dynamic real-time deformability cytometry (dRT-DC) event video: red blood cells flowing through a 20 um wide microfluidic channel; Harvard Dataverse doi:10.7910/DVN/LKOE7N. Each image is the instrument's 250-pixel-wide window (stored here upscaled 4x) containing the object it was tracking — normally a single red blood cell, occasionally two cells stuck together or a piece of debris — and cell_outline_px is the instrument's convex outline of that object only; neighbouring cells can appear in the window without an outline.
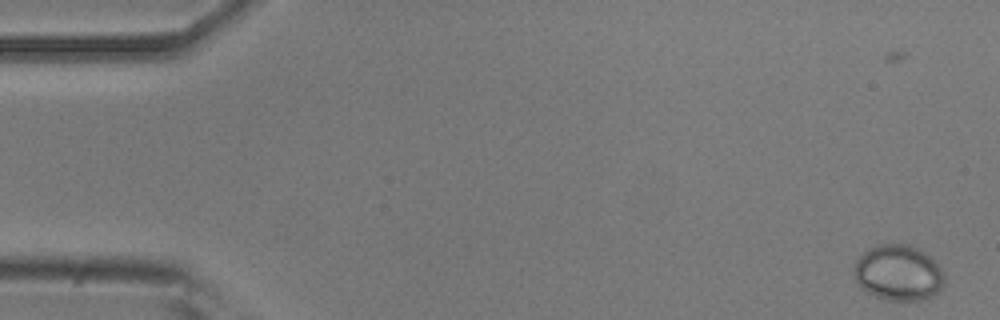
{"species": "common noctule bat (a hibernating species)", "species_latin": "Nyctalus noctula", "temperature_condition": "room temperature", "stored_images_in_passage": 56, "camera_frame_rate_fps": 3000, "um_per_image_px": 0.085, "animal": {"sex": "male", "body_mass_g": 20.5, "forearm_length_mm": 52.5}, "frame": {"image": 1, "passage_image": 5, "time_ms": 1.333, "image_size_px": [1000, 320], "cell_outline_px": [[944, 288], [940, 292], [924, 300], [888, 300], [876, 296], [860, 288], [856, 284], [852, 272], [852, 268], [856, 260], [868, 248], [876, 244], [908, 244], [924, 252], [940, 268], [944, 276]], "centroid_in_image_um": [76.32, 23.2], "position_along_channel_um": 8.7, "area_um2": 29.65}}
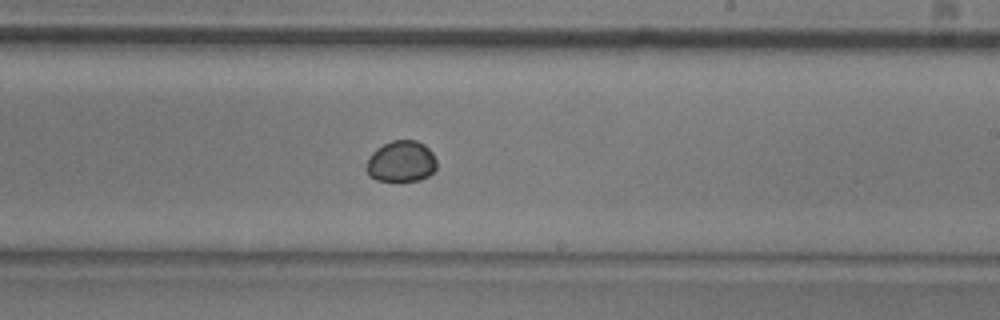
{"frame": {"image": 2, "passage_image": 35, "time_ms": 11.333, "image_size_px": [1000, 320], "cell_outline_px": [[436, 168], [428, 176], [420, 180], [376, 180], [368, 176], [368, 160], [372, 152], [376, 148], [392, 140], [416, 140], [424, 144], [432, 152], [436, 160]], "centroid_in_image_um": [34.12, 13.71], "position_along_channel_um": 254.9, "area_um2": 16.7}}
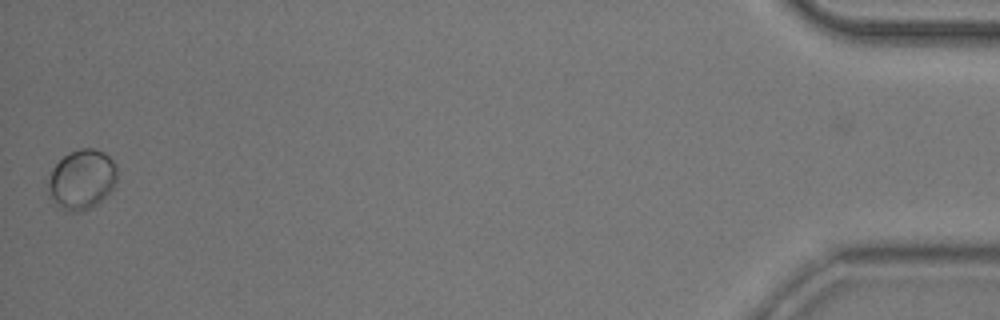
{"frame": {"image": 3, "passage_image": 56, "time_ms": 18.333, "image_size_px": [1000, 320], "cell_outline_px": [[116, 180], [112, 188], [96, 204], [80, 212], [68, 212], [56, 204], [48, 196], [48, 184], [52, 168], [64, 156], [80, 148], [92, 148], [104, 152], [116, 164]], "centroid_in_image_um": [6.93, 15.25], "position_along_channel_um": 428.3, "area_um2": 23.76}}